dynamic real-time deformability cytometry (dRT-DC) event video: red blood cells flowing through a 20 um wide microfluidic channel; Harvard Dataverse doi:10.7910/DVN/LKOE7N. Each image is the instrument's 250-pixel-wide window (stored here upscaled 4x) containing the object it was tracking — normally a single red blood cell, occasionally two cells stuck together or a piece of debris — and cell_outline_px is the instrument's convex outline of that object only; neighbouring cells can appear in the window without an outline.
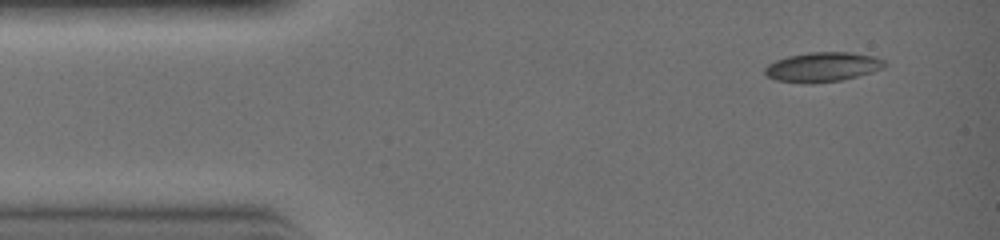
{"species": "common noctule bat (a hibernating species)", "species_latin": "Nyctalus noctula", "temperature_condition": "warm", "stored_images_in_passage": 29, "camera_frame_rate_fps": 3000, "um_per_image_px": 0.085, "animal": {"sex": "female", "body_mass_g": 19.0, "forearm_length_mm": 51.5}, "frame": {"image": 1, "passage_image": 1, "time_ms": 0.0, "image_size_px": [1000, 240], "cell_outline_px": [[884, 68], [872, 72], [840, 80], [776, 80], [768, 76], [764, 72], [764, 68], [768, 64], [776, 60], [788, 56], [808, 52], [848, 52], [872, 56], [884, 60]], "centroid_in_image_um": [69.94, 5.64], "position_along_channel_um": 15.1, "area_um2": 19.54}}
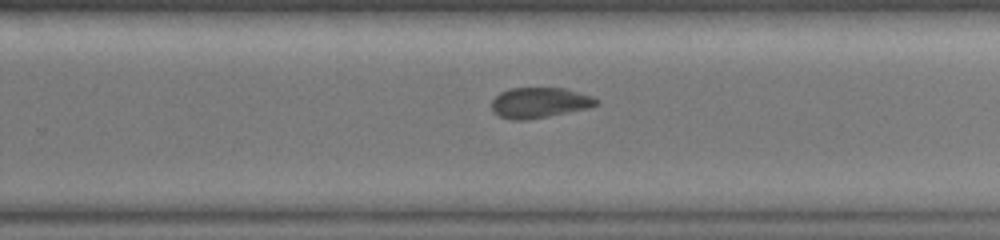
{"frame": {"image": 2, "passage_image": 18, "time_ms": 5.667, "image_size_px": [1000, 240], "cell_outline_px": [[600, 104], [588, 108], [528, 120], [512, 120], [500, 116], [492, 112], [492, 100], [500, 92], [508, 88], [564, 88], [592, 96], [600, 100]], "centroid_in_image_um": [45.86, 8.73], "position_along_channel_um": 283.9, "area_um2": 18.67}}
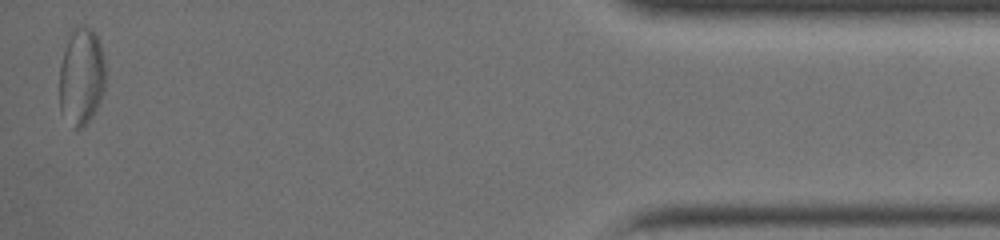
{"frame": {"image": 3, "passage_image": 29, "time_ms": 9.333, "image_size_px": [1000, 240], "cell_outline_px": [[104, 88], [100, 100], [92, 116], [76, 132], [72, 128], [60, 112], [60, 64], [68, 32], [76, 24], [84, 24], [92, 28], [96, 32], [100, 44], [104, 60]], "centroid_in_image_um": [6.89, 6.44], "position_along_channel_um": 428.3, "area_um2": 26.7}}